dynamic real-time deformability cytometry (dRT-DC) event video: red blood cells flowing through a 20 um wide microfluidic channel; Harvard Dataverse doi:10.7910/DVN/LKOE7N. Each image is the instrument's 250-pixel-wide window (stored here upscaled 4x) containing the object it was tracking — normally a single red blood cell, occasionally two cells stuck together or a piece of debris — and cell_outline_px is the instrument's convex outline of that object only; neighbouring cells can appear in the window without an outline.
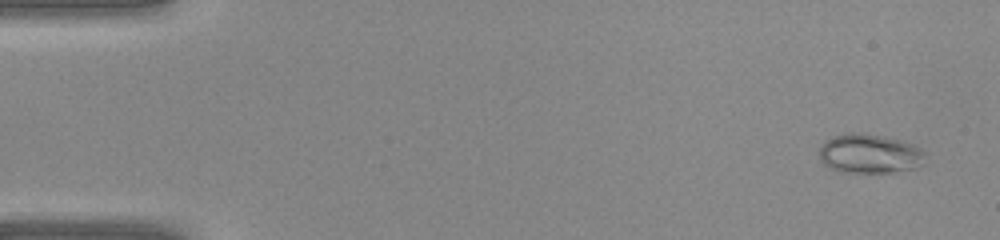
{"species": "common noctule bat (a hibernating species)", "species_latin": "Nyctalus noctula", "temperature_condition": "warm", "stored_images_in_passage": 40, "camera_frame_rate_fps": 3000, "um_per_image_px": 0.085, "animal": {"sex": "female", "body_mass_g": 22.0, "forearm_length_mm": 56.7}, "frame": {"image": 1, "passage_image": 2, "time_ms": 0.333, "image_size_px": [1000, 240], "cell_outline_px": [[924, 164], [916, 168], [892, 172], [840, 172], [824, 164], [820, 160], [820, 148], [824, 140], [832, 136], [848, 132], [860, 132], [884, 136], [900, 140], [912, 144], [920, 148], [924, 152]], "centroid_in_image_um": [73.91, 13.05], "position_along_channel_um": 11.1, "area_um2": 24.45}}
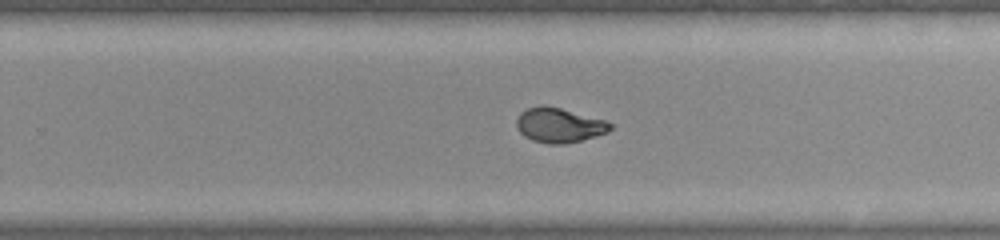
{"frame": {"image": 2, "passage_image": 26, "time_ms": 8.333, "image_size_px": [1000, 240], "cell_outline_px": [[612, 128], [608, 132], [596, 136], [564, 144], [548, 144], [532, 140], [524, 136], [520, 132], [516, 124], [516, 120], [520, 112], [528, 108], [540, 104], [544, 104], [560, 108], [604, 120], [612, 124]], "centroid_in_image_um": [47.5, 10.64], "position_along_channel_um": 282.3, "area_um2": 18.9}}
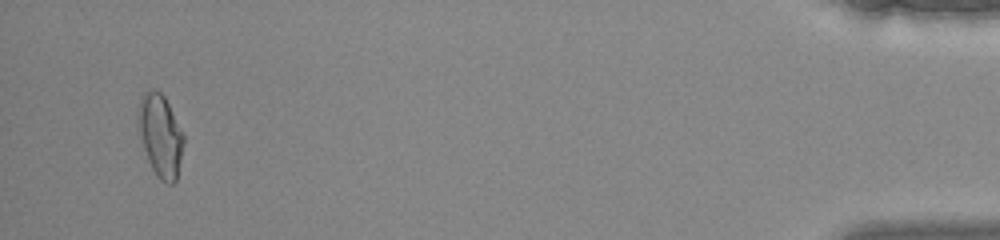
{"frame": {"image": 3, "passage_image": 39, "time_ms": 12.667, "image_size_px": [1000, 240], "cell_outline_px": [[184, 140], [176, 180], [172, 184], [168, 184], [160, 180], [156, 176], [148, 160], [136, 128], [136, 108], [140, 96], [144, 92], [160, 92], [164, 96], [184, 132]], "centroid_in_image_um": [13.59, 11.5], "position_along_channel_um": 421.6, "area_um2": 22.2}}